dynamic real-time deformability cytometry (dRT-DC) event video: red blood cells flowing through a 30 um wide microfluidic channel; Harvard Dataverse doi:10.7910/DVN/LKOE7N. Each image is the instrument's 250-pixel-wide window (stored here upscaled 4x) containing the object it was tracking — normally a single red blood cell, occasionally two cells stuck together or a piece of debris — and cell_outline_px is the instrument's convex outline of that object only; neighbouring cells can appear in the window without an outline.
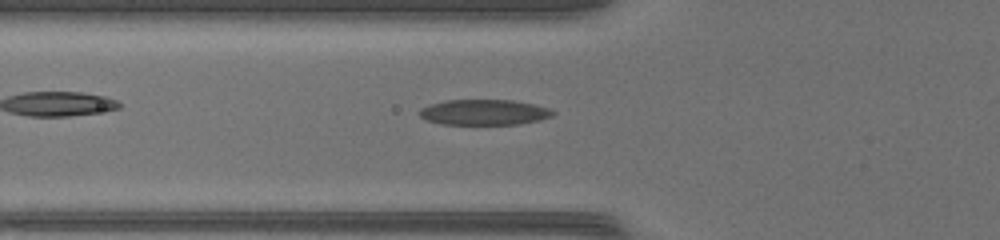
{"species": "common noctule bat (a hibernating species)", "species_latin": "Nyctalus noctula", "temperature_condition": "warm", "stored_images_in_passage": 48, "camera_frame_rate_fps": 3000, "um_per_image_px": 0.085, "animal": {"sex": "female", "body_mass_g": 17.0, "forearm_length_mm": 48.0}, "frame": {"image": 1, "passage_image": 18, "time_ms": 5.667, "image_size_px": [1000, 240], "cell_outline_px": [[556, 112], [552, 116], [540, 120], [520, 124], [444, 124], [428, 120], [420, 116], [420, 108], [432, 104], [448, 100], [512, 100], [532, 104], [548, 108]], "centroid_in_image_um": [41.18, 9.54], "position_along_channel_um": 84.6, "area_um2": 19.59}}
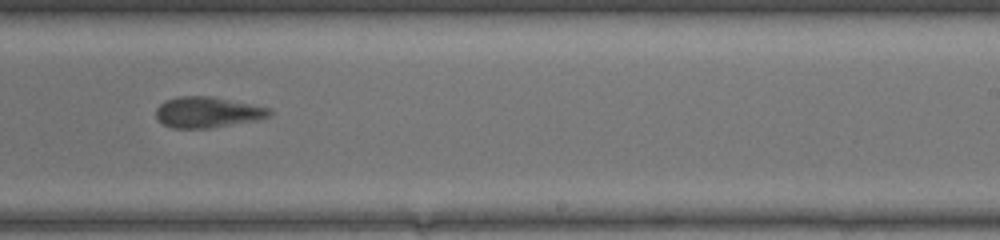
{"frame": {"image": 2, "passage_image": 31, "time_ms": 10.0, "image_size_px": [1000, 240], "cell_outline_px": [[272, 112], [268, 116], [256, 120], [208, 128], [172, 128], [164, 124], [156, 116], [156, 108], [164, 100], [180, 96], [212, 96], [268, 108]], "centroid_in_image_um": [17.58, 9.53], "position_along_channel_um": 271.4, "area_um2": 20.06}}
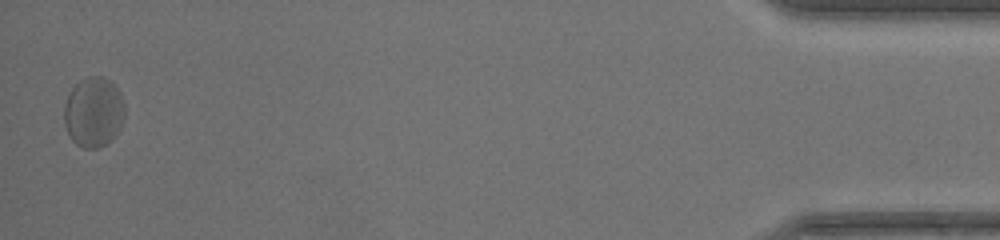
{"frame": {"image": 3, "passage_image": 48, "time_ms": 15.667, "image_size_px": [1000, 240], "cell_outline_px": [[124, 120], [120, 128], [112, 140], [100, 148], [84, 148], [76, 144], [72, 140], [64, 124], [64, 108], [68, 96], [72, 88], [80, 80], [92, 76], [104, 76], [120, 92], [124, 104]], "centroid_in_image_um": [7.97, 9.55], "position_along_channel_um": 427.2, "area_um2": 24.74}, "authors_computed_cell_mechanics": {"area_um2": 21.6172, "velocity_mm_per_s": 4.298, "shape_relaxation_time_tau1_ms": 4.1627, "shape_relaxation_time_tau2_ms": 1.4968, "deformation_change_tau1": 0.1589, "deformation_change_tau2": 0.0822}}